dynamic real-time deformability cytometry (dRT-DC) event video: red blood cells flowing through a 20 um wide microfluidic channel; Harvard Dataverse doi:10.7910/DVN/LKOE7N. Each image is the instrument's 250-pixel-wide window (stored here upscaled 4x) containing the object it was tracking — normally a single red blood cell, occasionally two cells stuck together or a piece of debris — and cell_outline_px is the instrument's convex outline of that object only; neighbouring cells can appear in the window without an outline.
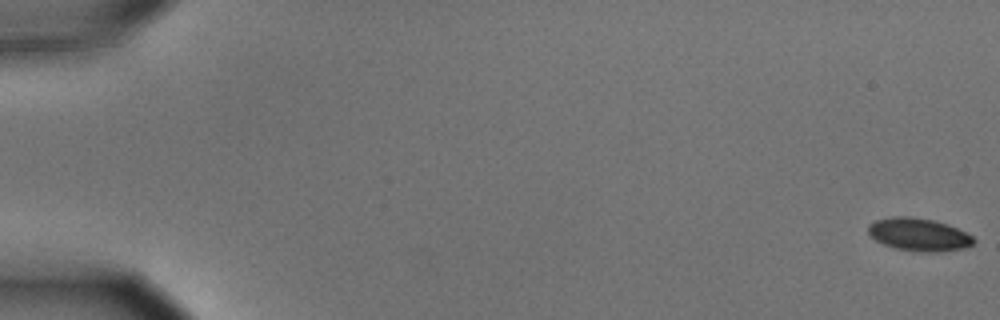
{"species": "common noctule bat (a hibernating species)", "species_latin": "Nyctalus noctula", "temperature_condition": "cold", "stored_images_in_passage": 57, "camera_frame_rate_fps": 3000, "um_per_image_px": 0.085, "animal": {"sex": "male", "body_mass_g": 15.6}, "frame": {"image": 1, "passage_image": 1, "time_ms": 0.0, "image_size_px": [1000, 320], "cell_outline_px": [[976, 240], [972, 244], [964, 248], [936, 252], [920, 252], [896, 248], [884, 244], [876, 240], [868, 232], [868, 224], [876, 220], [892, 216], [912, 216], [932, 220], [948, 224], [972, 236]], "centroid_in_image_um": [78.09, 19.93], "position_along_channel_um": 6.9, "area_um2": 20.06}}
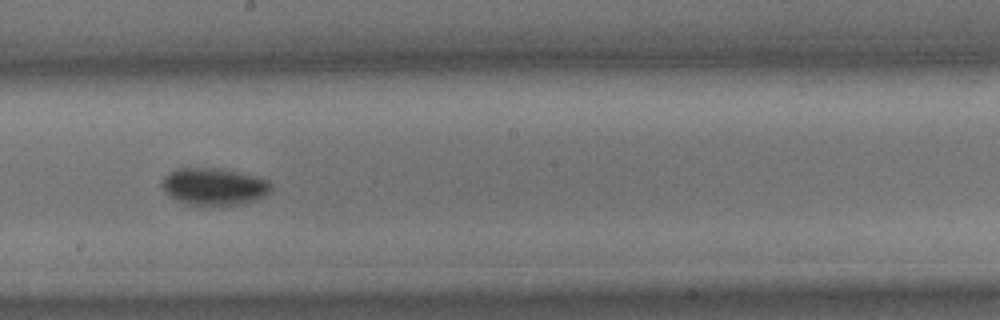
{"frame": {"image": 2, "passage_image": 33, "time_ms": 10.667, "image_size_px": [1000, 320], "cell_outline_px": [[272, 188], [260, 200], [240, 204], [212, 208], [204, 208], [184, 204], [176, 200], [164, 188], [164, 176], [168, 172], [176, 168], [212, 168], [236, 172], [256, 176], [268, 180], [272, 184]], "centroid_in_image_um": [18.23, 15.91], "position_along_channel_um": 230.0, "area_um2": 24.1}}
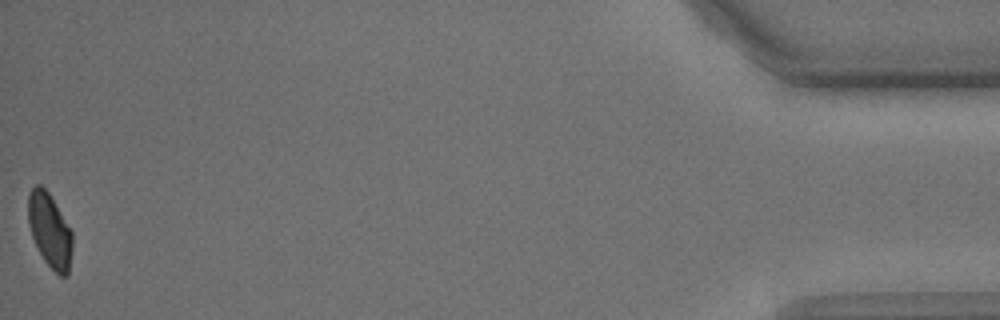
{"frame": {"image": 3, "passage_image": 57, "time_ms": 18.667, "image_size_px": [1000, 320], "cell_outline_px": [[72, 248], [68, 276], [60, 276], [44, 260], [32, 236], [28, 224], [28, 196], [32, 188], [36, 184], [40, 184], [48, 192], [72, 232]], "centroid_in_image_um": [4.23, 19.58], "position_along_channel_um": 431.0, "area_um2": 18.79}, "authors_computed_cell_mechanics": {"area_um2": 20.9814, "velocity_mm_per_s": 3.6127, "shape_relaxation_time_tau1_ms": 5.1569, "shape_relaxation_time_tau2_ms": null, "deformation_change_tau1": 0.1205, "deformation_change_tau2": null}}